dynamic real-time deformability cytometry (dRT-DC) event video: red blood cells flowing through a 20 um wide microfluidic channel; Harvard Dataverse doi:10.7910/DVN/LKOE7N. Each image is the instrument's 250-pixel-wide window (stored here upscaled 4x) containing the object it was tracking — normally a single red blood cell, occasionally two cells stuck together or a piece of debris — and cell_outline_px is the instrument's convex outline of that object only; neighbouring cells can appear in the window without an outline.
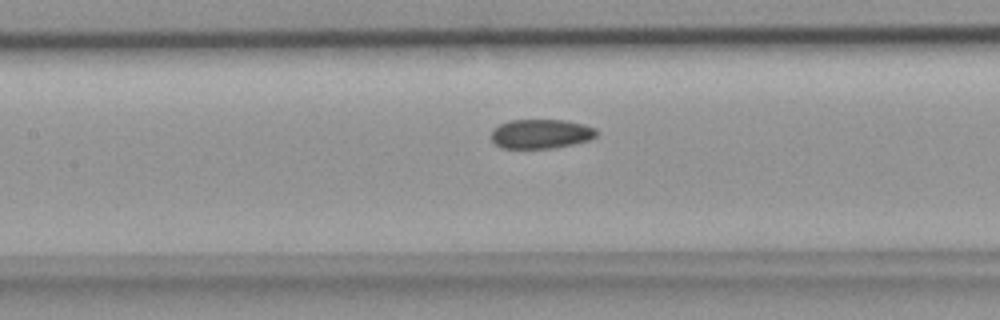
{"species": "common noctule bat (a hibernating species)", "species_latin": "Nyctalus noctula", "temperature_condition": "room temperature", "stored_images_in_passage": 30, "camera_frame_rate_fps": 3000, "um_per_image_px": 0.085, "animal": {"sex": "female", "body_mass_g": 18.4}, "frame": {"image": 1, "passage_image": 10, "time_ms": 3.0, "image_size_px": [1000, 320], "cell_outline_px": [[596, 136], [588, 140], [572, 144], [552, 148], [500, 148], [492, 140], [492, 128], [508, 120], [564, 120], [584, 124], [596, 128]], "centroid_in_image_um": [45.95, 11.37], "position_along_channel_um": 161.4, "area_um2": 17.98}}
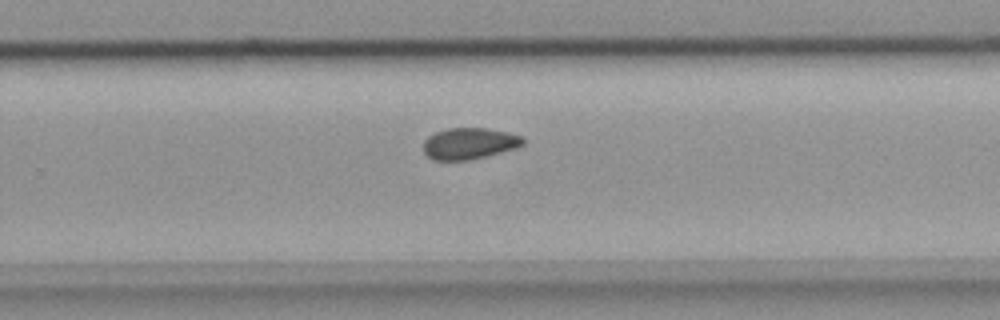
{"frame": {"image": 2, "passage_image": 18, "time_ms": 5.667, "image_size_px": [1000, 320], "cell_outline_px": [[524, 144], [516, 148], [468, 160], [432, 160], [424, 152], [424, 140], [428, 136], [436, 132], [448, 128], [488, 128], [520, 136], [524, 140]], "centroid_in_image_um": [39.85, 12.19], "position_along_channel_um": 289.9, "area_um2": 17.98}}
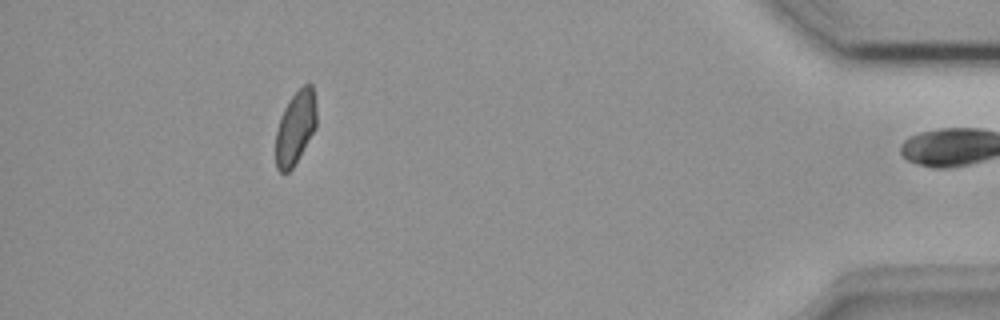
{"frame": {"image": 3, "passage_image": 29, "time_ms": 9.333, "image_size_px": [1000, 320], "cell_outline_px": [[316, 128], [292, 168], [288, 172], [280, 172], [276, 168], [276, 132], [280, 116], [288, 100], [304, 84], [312, 84], [316, 104]], "centroid_in_image_um": [25.11, 10.84], "position_along_channel_um": 410.1, "area_um2": 17.4}}